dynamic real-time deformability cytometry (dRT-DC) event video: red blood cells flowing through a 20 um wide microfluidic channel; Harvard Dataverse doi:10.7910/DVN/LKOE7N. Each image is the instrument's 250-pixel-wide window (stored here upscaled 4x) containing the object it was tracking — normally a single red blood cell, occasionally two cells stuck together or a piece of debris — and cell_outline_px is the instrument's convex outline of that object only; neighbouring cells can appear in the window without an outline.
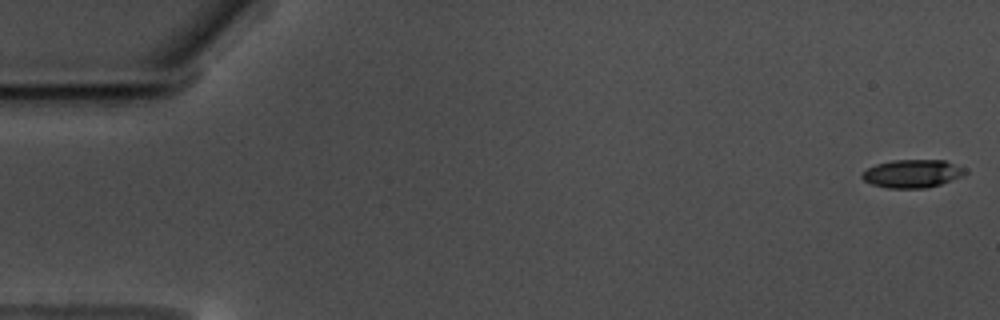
{"species": "common noctule bat (a hibernating species)", "species_latin": "Nyctalus noctula", "temperature_condition": "warm", "stored_images_in_passage": 7, "camera_frame_rate_fps": 3000, "um_per_image_px": 0.085, "animal": {"sex": "male", "body_mass_g": 17.5, "forearm_length_mm": 52.3}, "frame": {"image": 1, "passage_image": 1, "time_ms": 0.0, "image_size_px": [1000, 320], "cell_outline_px": [[968, 172], [960, 176], [940, 184], [924, 188], [888, 188], [872, 184], [864, 180], [860, 176], [868, 168], [876, 164], [892, 160], [944, 160], [964, 168]], "centroid_in_image_um": [77.53, 14.75], "position_along_channel_um": 7.5, "area_um2": 16.65}}